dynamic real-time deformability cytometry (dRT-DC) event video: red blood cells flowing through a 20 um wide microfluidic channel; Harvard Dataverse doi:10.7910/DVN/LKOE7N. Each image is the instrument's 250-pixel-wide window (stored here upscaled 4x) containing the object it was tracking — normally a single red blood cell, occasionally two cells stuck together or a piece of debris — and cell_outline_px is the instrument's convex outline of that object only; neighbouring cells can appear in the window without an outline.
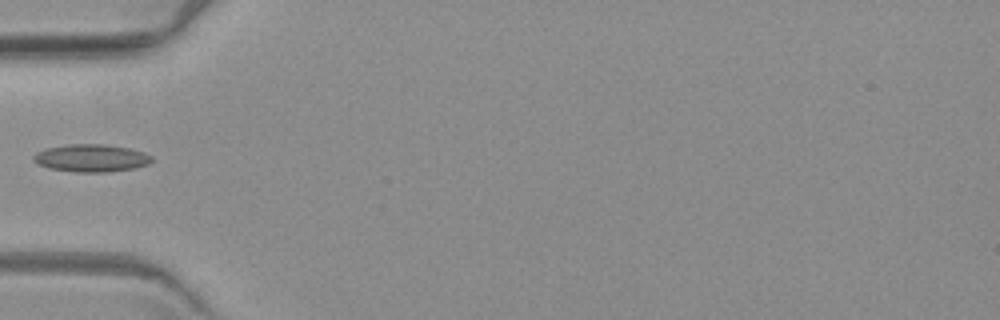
{"species": "common noctule bat (a hibernating species)", "species_latin": "Nyctalus noctula", "temperature_condition": "warm", "stored_images_in_passage": 6, "camera_frame_rate_fps": 3000, "um_per_image_px": 0.085, "animal": {"sex": "female", "body_mass_g": 19.3, "forearm_length_mm": 54.1}, "frame": {"image": 1, "passage_image": 5, "time_ms": 6.333, "image_size_px": [1000, 320], "cell_outline_px": [[152, 160], [148, 164], [136, 168], [108, 172], [76, 172], [48, 168], [36, 164], [32, 160], [32, 156], [36, 152], [44, 148], [68, 144], [104, 144], [128, 148], [144, 152], [152, 156]], "centroid_in_image_um": [7.71, 13.43], "position_along_channel_um": 77.3, "area_um2": 19.25}}
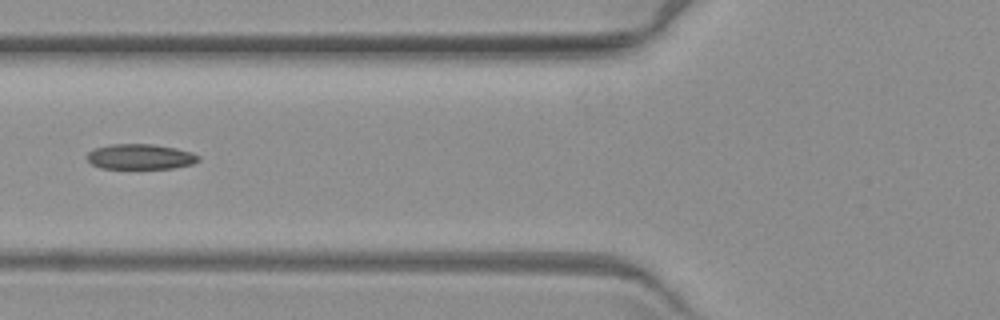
{"frame": {"image": 2, "passage_image": 6, "time_ms": 7.333, "image_size_px": [1000, 320], "cell_outline_px": [[200, 160], [192, 164], [172, 168], [100, 168], [92, 164], [88, 160], [88, 152], [96, 148], [112, 144], [152, 144], [176, 148], [192, 152], [200, 156]], "centroid_in_image_um": [11.96, 13.31], "position_along_channel_um": 113.8, "area_um2": 16.3}}